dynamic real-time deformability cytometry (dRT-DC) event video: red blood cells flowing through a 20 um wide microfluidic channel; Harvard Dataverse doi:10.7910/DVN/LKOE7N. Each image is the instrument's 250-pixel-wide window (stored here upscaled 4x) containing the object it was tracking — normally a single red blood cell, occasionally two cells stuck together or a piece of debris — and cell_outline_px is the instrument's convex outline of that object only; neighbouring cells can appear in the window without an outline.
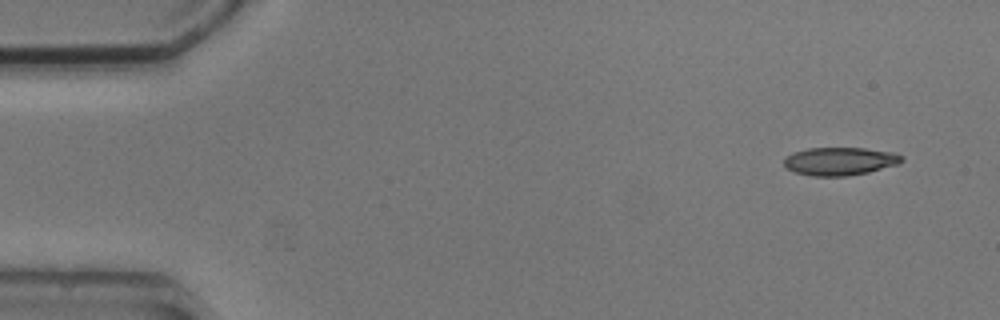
{"species": "common noctule bat (a hibernating species)", "species_latin": "Nyctalus noctula", "temperature_condition": "cold", "stored_images_in_passage": 4, "camera_frame_rate_fps": 3000, "um_per_image_px": 0.085, "animal": {"sex": "male", "body_mass_g": 20.5, "forearm_length_mm": 52.5}, "frame": {"image": 1, "passage_image": 1, "time_ms": 0.0, "image_size_px": [1000, 320], "cell_outline_px": [[904, 160], [900, 164], [868, 172], [848, 176], [812, 176], [796, 172], [788, 168], [784, 164], [784, 160], [792, 152], [808, 148], [864, 148], [896, 152], [904, 156]], "centroid_in_image_um": [71.46, 13.7], "position_along_channel_um": 13.5, "area_um2": 19.36}}
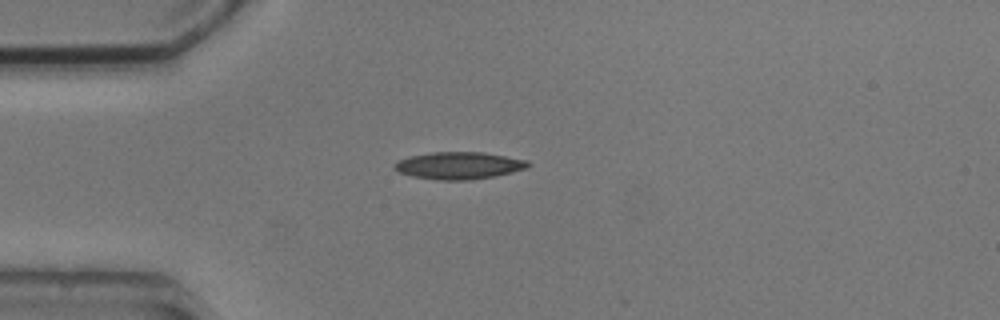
{"frame": {"image": 2, "passage_image": 4, "time_ms": 3.333, "image_size_px": [1000, 320], "cell_outline_px": [[532, 164], [528, 168], [496, 176], [468, 180], [436, 180], [412, 176], [400, 172], [392, 168], [400, 160], [412, 156], [432, 152], [484, 152], [528, 160]], "centroid_in_image_um": [39.07, 14.07], "position_along_channel_um": 45.9, "area_um2": 21.15}}